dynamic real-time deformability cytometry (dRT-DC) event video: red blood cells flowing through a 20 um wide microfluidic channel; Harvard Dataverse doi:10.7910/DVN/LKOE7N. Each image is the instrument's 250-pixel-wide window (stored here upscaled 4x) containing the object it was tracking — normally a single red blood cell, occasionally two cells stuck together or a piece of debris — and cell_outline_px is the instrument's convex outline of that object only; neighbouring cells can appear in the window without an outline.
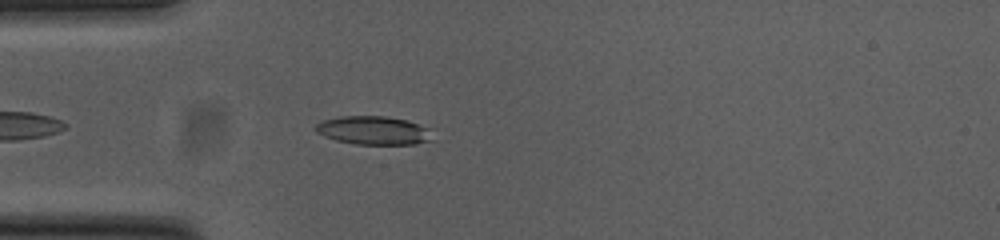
{"species": "common noctule bat (a hibernating species)", "species_latin": "Nyctalus noctula", "temperature_condition": "cold", "stored_images_in_passage": 34, "camera_frame_rate_fps": 3000, "um_per_image_px": 0.085, "animal": {"sex": "female", "body_mass_g": 23.0, "forearm_length_mm": 53.4}, "frame": {"image": 1, "passage_image": 5, "time_ms": 1.333, "image_size_px": [1000, 240], "cell_outline_px": [[432, 140], [416, 144], [356, 144], [336, 140], [324, 136], [316, 132], [316, 124], [324, 120], [340, 116], [384, 116], [404, 120], [432, 128]], "centroid_in_image_um": [31.79, 11.09], "position_along_channel_um": 53.2, "area_um2": 19.36}}
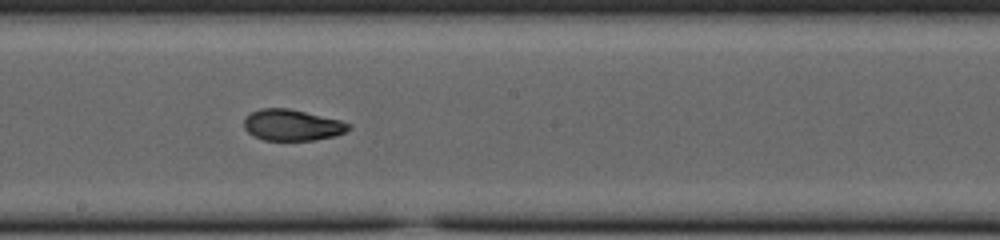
{"frame": {"image": 2, "passage_image": 19, "time_ms": 6.0, "image_size_px": [1000, 240], "cell_outline_px": [[352, 128], [336, 136], [312, 140], [264, 140], [252, 136], [244, 128], [244, 120], [252, 112], [260, 108], [288, 108], [340, 120], [352, 124]], "centroid_in_image_um": [24.84, 10.63], "position_along_channel_um": 223.4, "area_um2": 19.02}}
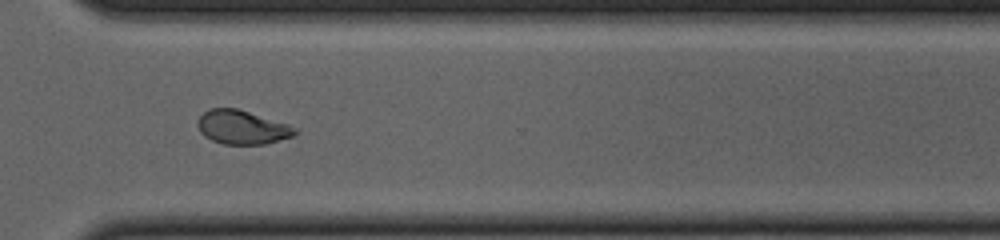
{"frame": {"image": 3, "passage_image": 29, "time_ms": 9.333, "image_size_px": [1000, 240], "cell_outline_px": [[296, 132], [292, 136], [264, 144], [224, 144], [212, 140], [204, 136], [200, 132], [196, 124], [200, 116], [208, 108], [236, 108], [288, 124]], "centroid_in_image_um": [20.5, 10.81], "position_along_channel_um": 350.1, "area_um2": 18.9}, "authors_computed_cell_mechanics": {"area_um2": 19.3341, "velocity_mm_per_s": 3.7938, "shape_relaxation_time_tau1_ms": 8.6638, "shape_relaxation_time_tau2_ms": 1.5814, "deformation_change_tau1": 0.2356, "deformation_change_tau2": 0.0606}}